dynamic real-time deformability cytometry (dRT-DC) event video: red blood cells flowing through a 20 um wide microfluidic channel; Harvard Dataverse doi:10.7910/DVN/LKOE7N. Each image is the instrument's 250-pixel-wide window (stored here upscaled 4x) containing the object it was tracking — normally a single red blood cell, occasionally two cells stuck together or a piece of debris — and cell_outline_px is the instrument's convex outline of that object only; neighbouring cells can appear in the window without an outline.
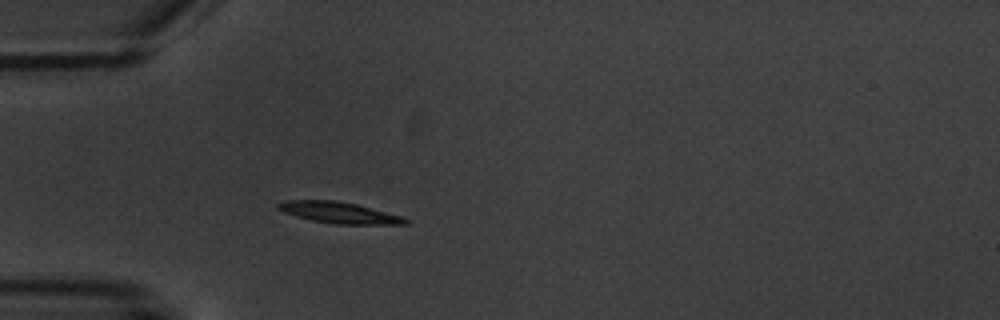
{"species": "common noctule bat (a hibernating species)", "species_latin": "Nyctalus noctula", "temperature_condition": "warm", "stored_images_in_passage": 4, "camera_frame_rate_fps": 3000, "um_per_image_px": 0.085, "animal": {"sex": "male", "body_mass_g": 20.1, "forearm_length_mm": 53.5}, "frame": {"image": 1, "passage_image": 4, "time_ms": 3.333, "image_size_px": [1000, 320], "cell_outline_px": [[412, 220], [408, 224], [336, 224], [312, 220], [296, 216], [284, 212], [276, 208], [276, 204], [288, 200], [336, 200], [356, 204], [404, 216]], "centroid_in_image_um": [28.88, 18.07], "position_along_channel_um": 56.1, "area_um2": 15.84}}